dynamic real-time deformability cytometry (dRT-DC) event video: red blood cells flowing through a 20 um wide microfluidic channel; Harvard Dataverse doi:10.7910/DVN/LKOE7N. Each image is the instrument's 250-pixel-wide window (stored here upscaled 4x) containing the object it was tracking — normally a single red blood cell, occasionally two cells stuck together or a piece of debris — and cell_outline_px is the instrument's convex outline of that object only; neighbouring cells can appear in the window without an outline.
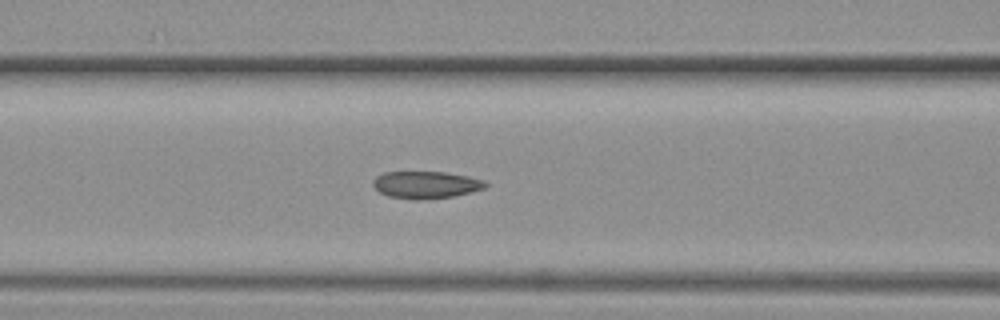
{"species": "common noctule bat (a hibernating species)", "species_latin": "Nyctalus noctula", "temperature_condition": "warm", "stored_images_in_passage": 6, "camera_frame_rate_fps": 3000, "um_per_image_px": 0.085, "animal": {"sex": "female", "body_mass_g": 19.3, "forearm_length_mm": 54.1}, "frame": {"image": 1, "passage_image": 5, "time_ms": 1.333, "image_size_px": [1000, 320], "cell_outline_px": [[488, 184], [484, 188], [452, 196], [416, 200], [412, 200], [388, 196], [380, 192], [372, 184], [372, 180], [376, 176], [384, 172], [444, 172], [468, 176], [484, 180]], "centroid_in_image_um": [36.16, 15.7], "position_along_channel_um": 130.4, "area_um2": 17.69}}